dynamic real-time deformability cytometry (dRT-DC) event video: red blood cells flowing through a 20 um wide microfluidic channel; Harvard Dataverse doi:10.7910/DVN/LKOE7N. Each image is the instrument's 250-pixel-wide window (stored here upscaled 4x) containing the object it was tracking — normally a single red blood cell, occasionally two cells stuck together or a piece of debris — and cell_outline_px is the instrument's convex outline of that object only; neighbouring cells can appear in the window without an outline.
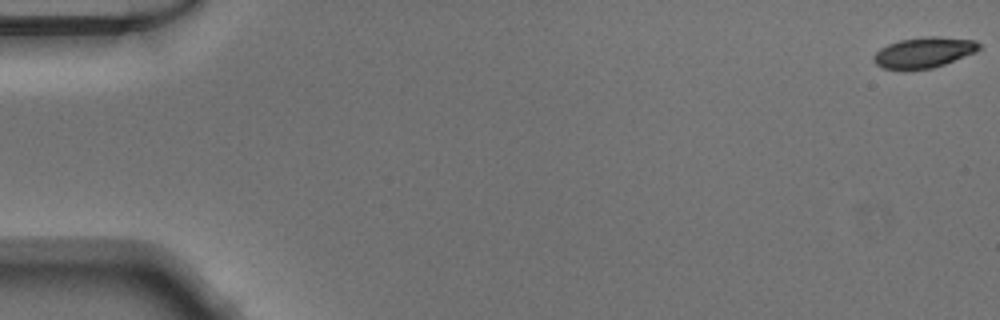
{"species": "Egyptian fruit bat (a non-hibernating species)", "species_latin": "Rousettus aegyptiacus", "temperature_condition": "warm", "stored_images_in_passage": 51, "camera_frame_rate_fps": 3000, "um_per_image_px": 0.085, "animal": {"sex": "male"}, "frame": {"image": 1, "passage_image": 1, "time_ms": 0.0, "image_size_px": [1000, 320], "cell_outline_px": [[980, 48], [976, 52], [944, 64], [932, 68], [884, 68], [876, 64], [872, 60], [872, 56], [880, 48], [888, 44], [900, 40], [924, 36], [936, 36], [976, 40], [980, 44]], "centroid_in_image_um": [78.54, 4.43], "position_along_channel_um": 6.5, "area_um2": 18.55}}
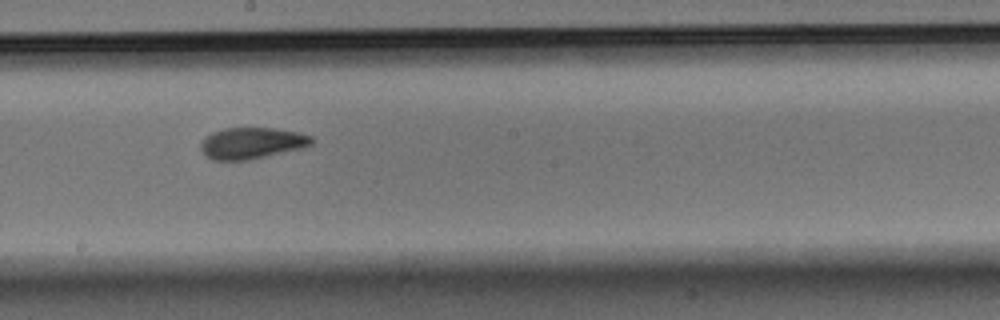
{"frame": {"image": 2, "passage_image": 29, "time_ms": 9.333, "image_size_px": [1000, 320], "cell_outline_px": [[316, 140], [312, 144], [300, 148], [248, 160], [212, 160], [204, 156], [200, 148], [200, 144], [212, 132], [224, 128], [272, 128], [300, 132], [312, 136]], "centroid_in_image_um": [21.4, 12.16], "position_along_channel_um": 226.8, "area_um2": 20.23}}
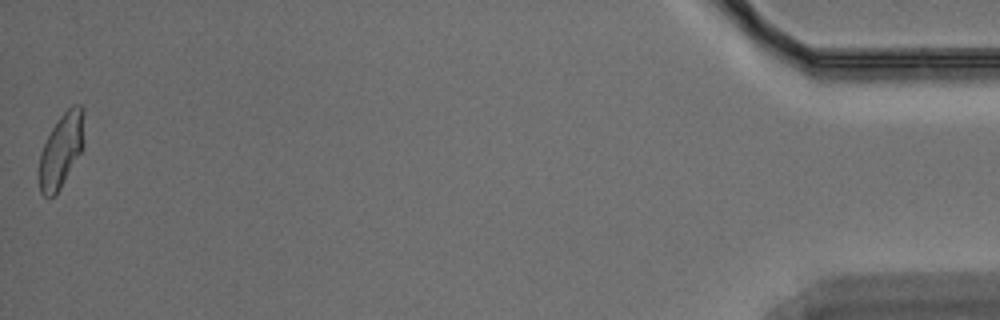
{"frame": {"image": 3, "passage_image": 51, "time_ms": 16.667, "image_size_px": [1000, 320], "cell_outline_px": [[84, 144], [80, 152], [60, 188], [48, 200], [40, 192], [40, 152], [52, 128], [60, 116], [72, 104], [80, 104], [84, 108]], "centroid_in_image_um": [5.23, 12.72], "position_along_channel_um": 430.0, "area_um2": 19.19}}